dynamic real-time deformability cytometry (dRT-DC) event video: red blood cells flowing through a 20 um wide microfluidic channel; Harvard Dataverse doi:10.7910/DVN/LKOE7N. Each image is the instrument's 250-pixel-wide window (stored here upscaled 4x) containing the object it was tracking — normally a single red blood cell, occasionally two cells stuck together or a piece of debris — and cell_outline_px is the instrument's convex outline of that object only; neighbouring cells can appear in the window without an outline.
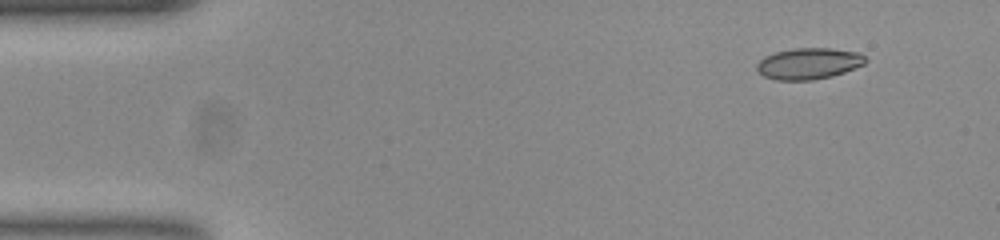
{"species": "common noctule bat (a hibernating species)", "species_latin": "Nyctalus noctula", "temperature_condition": "room temperature", "stored_images_in_passage": 50, "camera_frame_rate_fps": 3000, "um_per_image_px": 0.085, "animal": {"sex": "female", "body_mass_g": 23.0, "forearm_length_mm": 53.4}, "frame": {"image": 1, "passage_image": 1, "time_ms": 0.0, "image_size_px": [1000, 240], "cell_outline_px": [[868, 60], [864, 64], [844, 72], [832, 76], [812, 80], [776, 80], [764, 76], [756, 68], [756, 64], [764, 56], [776, 52], [792, 48], [828, 48], [856, 52], [864, 56]], "centroid_in_image_um": [68.72, 5.4], "position_along_channel_um": 16.3, "area_um2": 19.71}}
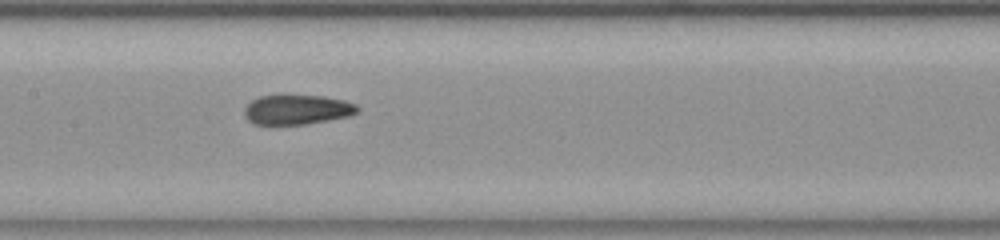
{"frame": {"image": 2, "passage_image": 22, "time_ms": 7.0, "image_size_px": [1000, 240], "cell_outline_px": [[360, 112], [348, 116], [304, 124], [256, 124], [248, 120], [244, 116], [244, 108], [252, 100], [260, 96], [324, 96], [344, 100], [356, 104], [360, 108]], "centroid_in_image_um": [25.27, 9.32], "position_along_channel_um": 182.1, "area_um2": 19.36}}
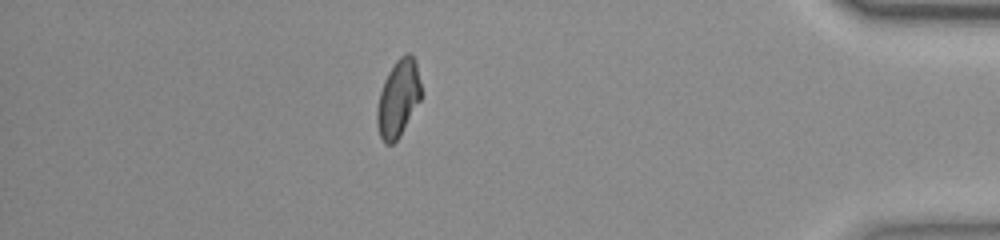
{"frame": {"image": 3, "passage_image": 43, "time_ms": 14.0, "image_size_px": [1000, 240], "cell_outline_px": [[420, 100], [400, 136], [392, 144], [384, 144], [380, 136], [376, 124], [376, 108], [380, 92], [384, 80], [388, 72], [396, 60], [404, 52], [412, 52], [416, 60], [420, 84]], "centroid_in_image_um": [33.83, 8.34], "position_along_channel_um": 401.4, "area_um2": 19.94}, "authors_computed_cell_mechanics": {"area_um2": 19.8254, "velocity_mm_per_s": 3.774, "shape_relaxation_time_tau1_ms": null, "shape_relaxation_time_tau2_ms": 2.0741, "deformation_change_tau1": null, "deformation_change_tau2": 0.0546}}